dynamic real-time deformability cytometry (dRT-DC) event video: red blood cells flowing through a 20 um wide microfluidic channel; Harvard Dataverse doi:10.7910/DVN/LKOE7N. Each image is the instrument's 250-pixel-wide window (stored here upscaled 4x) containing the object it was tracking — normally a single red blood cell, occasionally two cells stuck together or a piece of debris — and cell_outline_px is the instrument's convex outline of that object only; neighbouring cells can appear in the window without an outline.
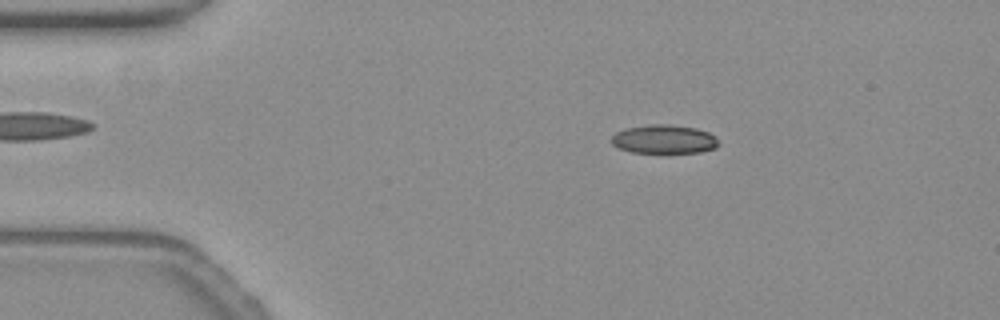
{"species": "common noctule bat (a hibernating species)", "species_latin": "Nyctalus noctula", "temperature_condition": "warm", "stored_images_in_passage": 53, "camera_frame_rate_fps": 3000, "um_per_image_px": 0.085, "animal": {"sex": "female", "body_mass_g": 19.3, "forearm_length_mm": 54.1}, "frame": {"image": 1, "passage_image": 9, "time_ms": 2.667, "image_size_px": [1000, 320], "cell_outline_px": [[720, 144], [716, 148], [700, 152], [632, 152], [620, 148], [612, 144], [612, 136], [616, 132], [624, 128], [652, 124], [668, 124], [696, 128], [708, 132], [716, 136]], "centroid_in_image_um": [56.47, 11.82], "position_along_channel_um": 28.5, "area_um2": 17.92}}
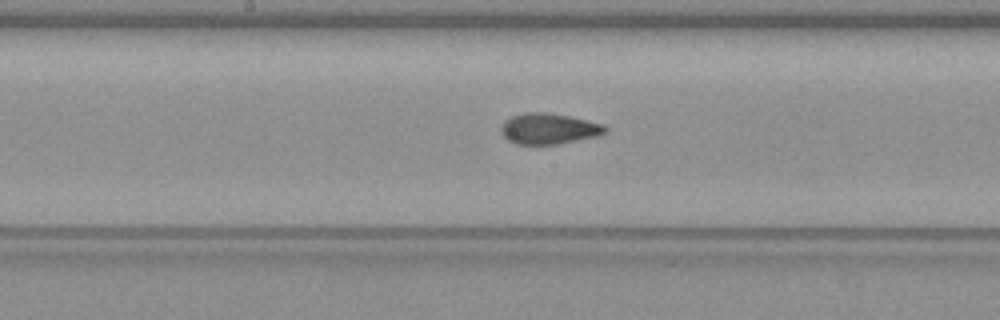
{"frame": {"image": 2, "passage_image": 27, "time_ms": 8.667, "image_size_px": [1000, 320], "cell_outline_px": [[608, 132], [596, 136], [556, 144], [516, 144], [508, 140], [500, 132], [500, 128], [504, 120], [512, 116], [524, 112], [548, 112], [588, 120], [604, 124], [608, 128]], "centroid_in_image_um": [46.64, 10.93], "position_along_channel_um": 201.6, "area_um2": 18.79}}
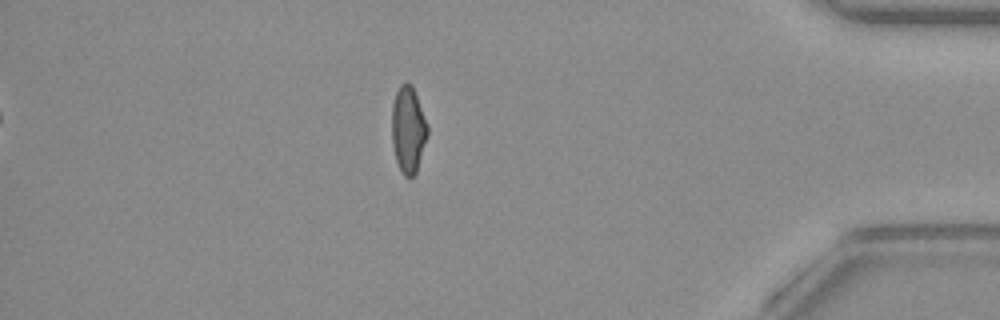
{"frame": {"image": 3, "passage_image": 46, "time_ms": 15.0, "image_size_px": [1000, 320], "cell_outline_px": [[428, 136], [416, 172], [412, 176], [404, 176], [396, 160], [392, 144], [392, 104], [396, 92], [400, 84], [404, 80], [408, 80], [412, 84], [428, 124]], "centroid_in_image_um": [34.7, 10.95], "position_along_channel_um": 400.5, "area_um2": 18.21}, "authors_computed_cell_mechanics": {"area_um2": 18.207, "velocity_mm_per_s": 3.8222, "shape_relaxation_time_tau1_ms": null, "shape_relaxation_time_tau2_ms": 1.5766, "deformation_change_tau1": null, "deformation_change_tau2": 0.065}}